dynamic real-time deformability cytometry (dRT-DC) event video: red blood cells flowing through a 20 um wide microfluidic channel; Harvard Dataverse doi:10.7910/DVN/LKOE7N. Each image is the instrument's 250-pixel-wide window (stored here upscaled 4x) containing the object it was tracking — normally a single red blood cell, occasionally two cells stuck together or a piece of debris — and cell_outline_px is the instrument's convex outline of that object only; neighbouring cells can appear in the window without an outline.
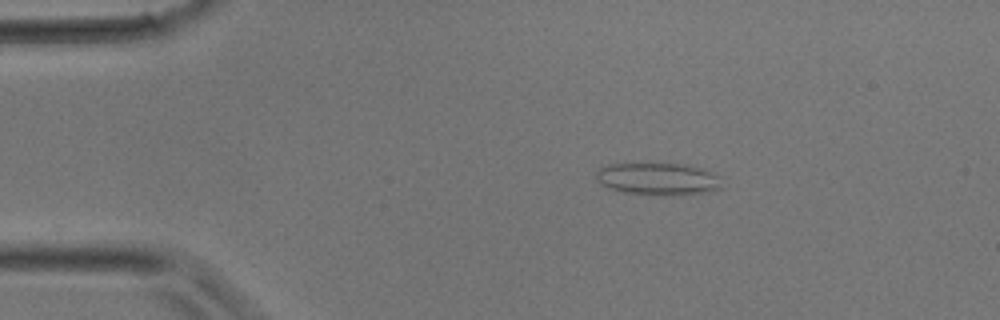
{"species": "common noctule bat (a hibernating species)", "species_latin": "Nyctalus noctula", "temperature_condition": "room temperature", "stored_images_in_passage": 22, "camera_frame_rate_fps": 3000, "um_per_image_px": 0.085, "animal": {"sex": "male", "body_mass_g": 17.9}, "frame": {"image": 1, "passage_image": 1, "time_ms": 0.0, "image_size_px": [1000, 320], "cell_outline_px": [[724, 188], [708, 192], [676, 196], [660, 196], [620, 192], [608, 188], [600, 184], [596, 180], [596, 172], [600, 168], [608, 164], [688, 164], [704, 168], [716, 172], [720, 176]], "centroid_in_image_um": [56.01, 15.23], "position_along_channel_um": 29.0, "area_um2": 24.51}}
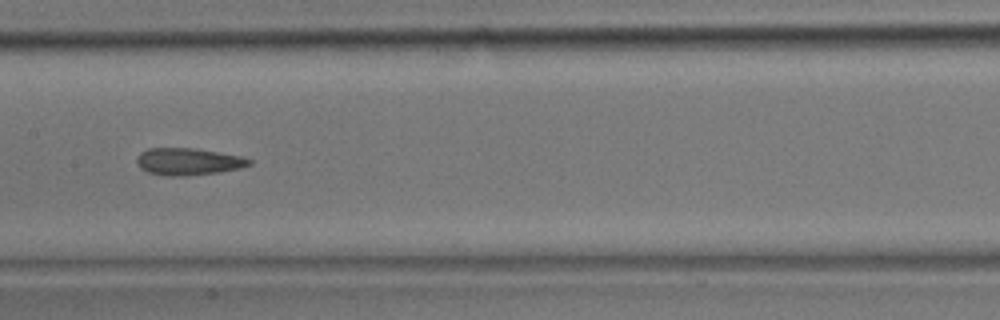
{"frame": {"image": 2, "passage_image": 12, "time_ms": 3.667, "image_size_px": [1000, 320], "cell_outline_px": [[252, 164], [240, 168], [220, 172], [188, 176], [164, 176], [148, 172], [140, 168], [136, 160], [140, 152], [148, 148], [196, 148], [240, 156], [252, 160]], "centroid_in_image_um": [15.99, 13.74], "position_along_channel_um": 191.4, "area_um2": 17.86}}
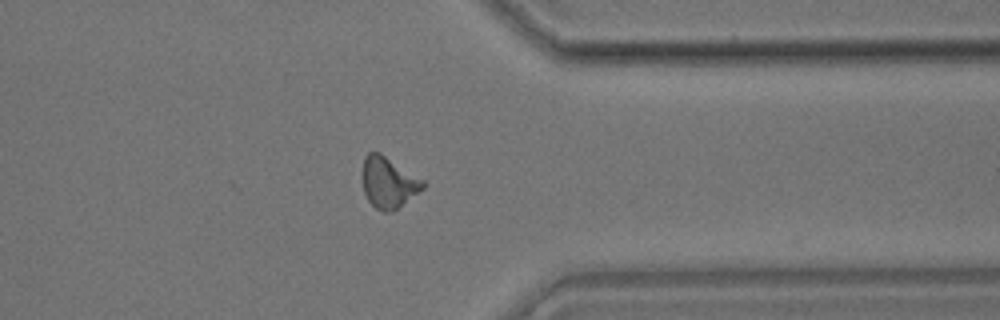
{"frame": {"image": 3, "passage_image": 22, "time_ms": 7.0, "image_size_px": [1000, 320], "cell_outline_px": [[424, 188], [392, 212], [384, 212], [376, 208], [368, 200], [364, 192], [364, 156], [368, 152], [380, 152], [424, 180]], "centroid_in_image_um": [33.03, 15.51], "position_along_channel_um": 378.4, "area_um2": 17.69}}